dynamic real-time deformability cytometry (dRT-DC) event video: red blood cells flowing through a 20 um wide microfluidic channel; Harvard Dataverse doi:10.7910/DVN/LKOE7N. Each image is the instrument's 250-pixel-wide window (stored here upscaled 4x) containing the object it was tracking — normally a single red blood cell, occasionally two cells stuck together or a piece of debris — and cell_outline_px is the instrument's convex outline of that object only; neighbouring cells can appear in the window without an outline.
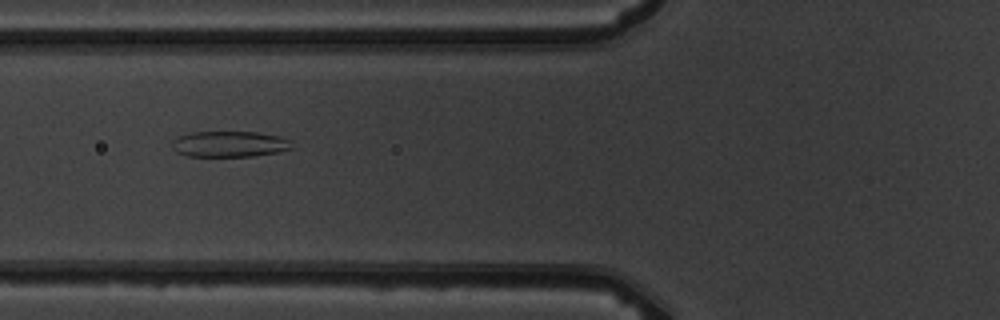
{"species": "common noctule bat (a hibernating species)", "species_latin": "Nyctalus noctula", "temperature_condition": "warm", "stored_images_in_passage": 5, "camera_frame_rate_fps": 3000, "um_per_image_px": 0.085, "animal": {"sex": "male", "body_mass_g": 19.5, "forearm_length_mm": 54.6}, "frame": {"image": 1, "passage_image": 2, "time_ms": 1.333, "image_size_px": [1000, 320], "cell_outline_px": [[296, 148], [280, 152], [252, 156], [188, 156], [176, 152], [172, 148], [172, 140], [180, 136], [192, 132], [256, 132], [280, 136], [292, 140]], "centroid_in_image_um": [19.59, 12.25], "position_along_channel_um": 106.2, "area_um2": 18.32}}
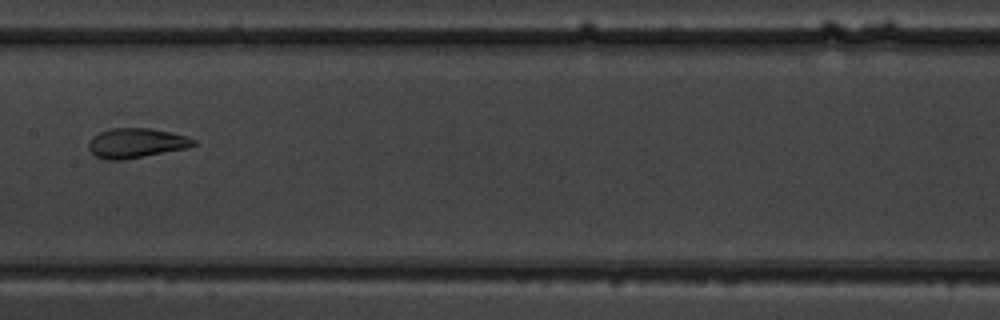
{"frame": {"image": 2, "passage_image": 4, "time_ms": 3.667, "image_size_px": [1000, 320], "cell_outline_px": [[200, 144], [188, 148], [124, 160], [108, 160], [96, 156], [88, 148], [88, 144], [92, 136], [100, 132], [112, 128], [148, 128], [172, 132], [188, 136], [196, 140]], "centroid_in_image_um": [11.63, 12.16], "position_along_channel_um": 195.8, "area_um2": 18.38}}
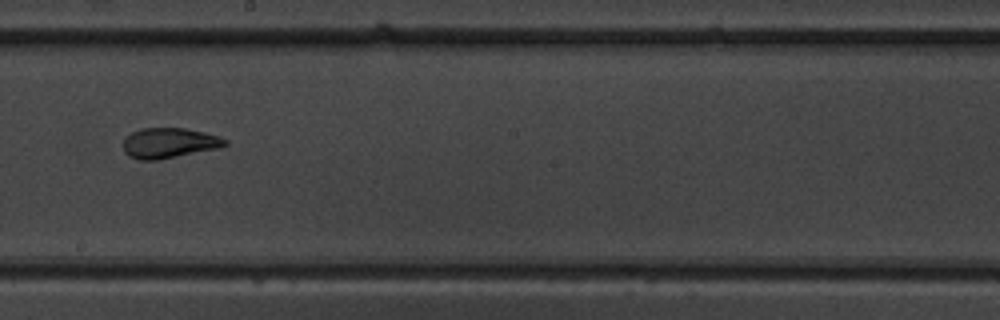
{"frame": {"image": 3, "passage_image": 5, "time_ms": 4.667, "image_size_px": [1000, 320], "cell_outline_px": [[228, 144], [220, 148], [160, 160], [140, 160], [128, 156], [124, 152], [124, 136], [140, 128], [184, 128], [204, 132], [220, 136], [228, 140]], "centroid_in_image_um": [14.39, 12.16], "position_along_channel_um": 233.8, "area_um2": 18.26}}